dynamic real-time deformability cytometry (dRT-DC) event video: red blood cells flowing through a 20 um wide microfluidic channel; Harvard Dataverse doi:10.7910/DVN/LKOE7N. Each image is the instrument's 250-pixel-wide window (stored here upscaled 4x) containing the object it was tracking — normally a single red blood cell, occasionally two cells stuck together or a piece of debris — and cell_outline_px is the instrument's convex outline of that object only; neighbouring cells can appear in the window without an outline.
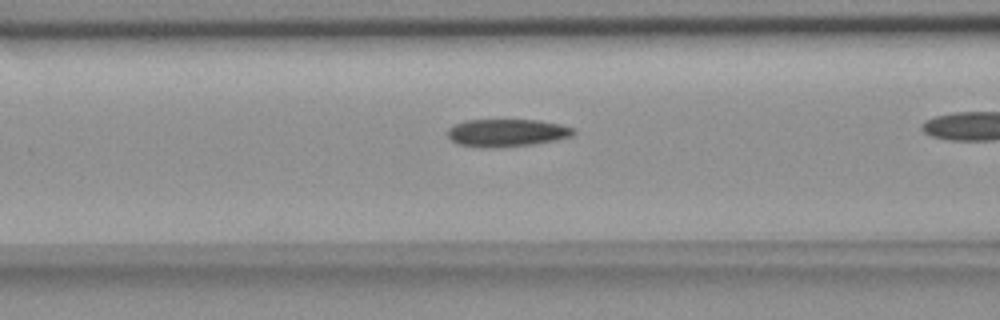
{"species": "common noctule bat (a hibernating species)", "species_latin": "Nyctalus noctula", "temperature_condition": "room temperature", "stored_images_in_passage": 5, "camera_frame_rate_fps": 3000, "um_per_image_px": 0.085, "animal": {"sex": "female", "body_mass_g": 18.4}, "frame": {"image": 1, "passage_image": 4, "time_ms": 4.667, "image_size_px": [1000, 320], "cell_outline_px": [[576, 132], [572, 136], [556, 140], [532, 144], [492, 148], [460, 144], [452, 140], [448, 136], [448, 128], [464, 120], [536, 120], [560, 124], [576, 128]], "centroid_in_image_um": [43.12, 11.28], "position_along_channel_um": 123.5, "area_um2": 20.11}}